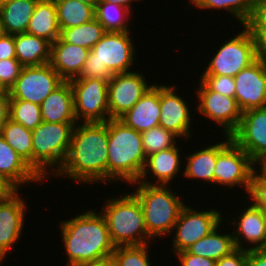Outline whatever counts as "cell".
I'll return each mask as SVG.
<instances>
[{"mask_svg":"<svg viewBox=\"0 0 266 266\" xmlns=\"http://www.w3.org/2000/svg\"><path fill=\"white\" fill-rule=\"evenodd\" d=\"M54 176L67 177L84 186L108 183L107 121L75 125L67 158Z\"/></svg>","mask_w":266,"mask_h":266,"instance_id":"1","label":"cell"},{"mask_svg":"<svg viewBox=\"0 0 266 266\" xmlns=\"http://www.w3.org/2000/svg\"><path fill=\"white\" fill-rule=\"evenodd\" d=\"M67 266H79L112 257V243L105 217L89 209L59 224Z\"/></svg>","mask_w":266,"mask_h":266,"instance_id":"2","label":"cell"},{"mask_svg":"<svg viewBox=\"0 0 266 266\" xmlns=\"http://www.w3.org/2000/svg\"><path fill=\"white\" fill-rule=\"evenodd\" d=\"M108 182H137L146 163L141 132L126 126L119 119L107 120Z\"/></svg>","mask_w":266,"mask_h":266,"instance_id":"3","label":"cell"},{"mask_svg":"<svg viewBox=\"0 0 266 266\" xmlns=\"http://www.w3.org/2000/svg\"><path fill=\"white\" fill-rule=\"evenodd\" d=\"M130 31H107L89 51L78 78L109 81L114 74L132 72L137 54ZM136 55V56H135Z\"/></svg>","mask_w":266,"mask_h":266,"instance_id":"4","label":"cell"},{"mask_svg":"<svg viewBox=\"0 0 266 266\" xmlns=\"http://www.w3.org/2000/svg\"><path fill=\"white\" fill-rule=\"evenodd\" d=\"M105 199L99 212L105 217L115 247L144 245L153 241L146 231L142 206L132 192Z\"/></svg>","mask_w":266,"mask_h":266,"instance_id":"5","label":"cell"},{"mask_svg":"<svg viewBox=\"0 0 266 266\" xmlns=\"http://www.w3.org/2000/svg\"><path fill=\"white\" fill-rule=\"evenodd\" d=\"M131 185H136L132 193L142 206L148 235L153 240L171 235L180 211L186 205L185 201L169 185H148L140 182Z\"/></svg>","mask_w":266,"mask_h":266,"instance_id":"6","label":"cell"},{"mask_svg":"<svg viewBox=\"0 0 266 266\" xmlns=\"http://www.w3.org/2000/svg\"><path fill=\"white\" fill-rule=\"evenodd\" d=\"M77 123L42 122L32 130L33 170L43 179L63 166Z\"/></svg>","mask_w":266,"mask_h":266,"instance_id":"7","label":"cell"},{"mask_svg":"<svg viewBox=\"0 0 266 266\" xmlns=\"http://www.w3.org/2000/svg\"><path fill=\"white\" fill-rule=\"evenodd\" d=\"M223 142L217 141V161L213 171V185L228 189L244 187L250 196L255 176V164L251 157L239 147L230 135H224Z\"/></svg>","mask_w":266,"mask_h":266,"instance_id":"8","label":"cell"},{"mask_svg":"<svg viewBox=\"0 0 266 266\" xmlns=\"http://www.w3.org/2000/svg\"><path fill=\"white\" fill-rule=\"evenodd\" d=\"M233 37L224 40L216 54L206 64L200 75H224L234 77L239 71L257 60L255 39L244 25Z\"/></svg>","mask_w":266,"mask_h":266,"instance_id":"9","label":"cell"},{"mask_svg":"<svg viewBox=\"0 0 266 266\" xmlns=\"http://www.w3.org/2000/svg\"><path fill=\"white\" fill-rule=\"evenodd\" d=\"M223 214L216 208L201 210L185 205L178 216L177 222L172 231V252L173 254L189 248L196 241L210 234L218 227L223 219Z\"/></svg>","mask_w":266,"mask_h":266,"instance_id":"10","label":"cell"},{"mask_svg":"<svg viewBox=\"0 0 266 266\" xmlns=\"http://www.w3.org/2000/svg\"><path fill=\"white\" fill-rule=\"evenodd\" d=\"M74 100L77 123L109 120L108 81L101 79H72L69 81Z\"/></svg>","mask_w":266,"mask_h":266,"instance_id":"11","label":"cell"},{"mask_svg":"<svg viewBox=\"0 0 266 266\" xmlns=\"http://www.w3.org/2000/svg\"><path fill=\"white\" fill-rule=\"evenodd\" d=\"M64 80L50 63L22 67L15 84L9 89L10 99H19L38 105L59 87Z\"/></svg>","mask_w":266,"mask_h":266,"instance_id":"12","label":"cell"},{"mask_svg":"<svg viewBox=\"0 0 266 266\" xmlns=\"http://www.w3.org/2000/svg\"><path fill=\"white\" fill-rule=\"evenodd\" d=\"M138 70L114 74L108 81L109 119H119L155 84L148 83ZM151 84V85H150Z\"/></svg>","mask_w":266,"mask_h":266,"instance_id":"13","label":"cell"},{"mask_svg":"<svg viewBox=\"0 0 266 266\" xmlns=\"http://www.w3.org/2000/svg\"><path fill=\"white\" fill-rule=\"evenodd\" d=\"M195 90L197 93V109L199 115L205 116L216 125L222 127L224 135H231L239 126L242 111L239 108L235 97H227L220 93L210 91L200 80ZM197 91V92H196Z\"/></svg>","mask_w":266,"mask_h":266,"instance_id":"14","label":"cell"},{"mask_svg":"<svg viewBox=\"0 0 266 266\" xmlns=\"http://www.w3.org/2000/svg\"><path fill=\"white\" fill-rule=\"evenodd\" d=\"M176 85L160 83V121L159 125L173 132L182 140L188 141L192 137L190 128L194 124L192 110L183 96L175 91ZM190 109V110H189ZM191 126V127H190Z\"/></svg>","mask_w":266,"mask_h":266,"instance_id":"15","label":"cell"},{"mask_svg":"<svg viewBox=\"0 0 266 266\" xmlns=\"http://www.w3.org/2000/svg\"><path fill=\"white\" fill-rule=\"evenodd\" d=\"M235 99L242 112L266 105V65L256 60L234 76Z\"/></svg>","mask_w":266,"mask_h":266,"instance_id":"16","label":"cell"},{"mask_svg":"<svg viewBox=\"0 0 266 266\" xmlns=\"http://www.w3.org/2000/svg\"><path fill=\"white\" fill-rule=\"evenodd\" d=\"M230 136L255 162L266 153V110L242 112L240 124Z\"/></svg>","mask_w":266,"mask_h":266,"instance_id":"17","label":"cell"},{"mask_svg":"<svg viewBox=\"0 0 266 266\" xmlns=\"http://www.w3.org/2000/svg\"><path fill=\"white\" fill-rule=\"evenodd\" d=\"M248 198V208L243 207L242 212L236 217L237 220H232V225L235 228L232 231L234 244L238 249H264L266 248V224L264 217L260 207L250 197Z\"/></svg>","mask_w":266,"mask_h":266,"instance_id":"18","label":"cell"},{"mask_svg":"<svg viewBox=\"0 0 266 266\" xmlns=\"http://www.w3.org/2000/svg\"><path fill=\"white\" fill-rule=\"evenodd\" d=\"M19 191L0 202V254L4 258L8 257L10 249L24 234L22 231L28 206Z\"/></svg>","mask_w":266,"mask_h":266,"instance_id":"19","label":"cell"},{"mask_svg":"<svg viewBox=\"0 0 266 266\" xmlns=\"http://www.w3.org/2000/svg\"><path fill=\"white\" fill-rule=\"evenodd\" d=\"M178 144L179 143H177V145L174 147L149 155L146 159L142 174L137 182L148 185H173L172 181L175 179V177L177 178V176H181L179 173L181 170H184L182 168L184 166L182 165L183 158L180 155L182 148H179ZM148 175L152 179L148 177ZM153 178L156 180H153ZM148 179H151L153 182L149 181Z\"/></svg>","mask_w":266,"mask_h":266,"instance_id":"20","label":"cell"},{"mask_svg":"<svg viewBox=\"0 0 266 266\" xmlns=\"http://www.w3.org/2000/svg\"><path fill=\"white\" fill-rule=\"evenodd\" d=\"M119 120L138 132L159 126L160 84L155 83Z\"/></svg>","mask_w":266,"mask_h":266,"instance_id":"21","label":"cell"},{"mask_svg":"<svg viewBox=\"0 0 266 266\" xmlns=\"http://www.w3.org/2000/svg\"><path fill=\"white\" fill-rule=\"evenodd\" d=\"M89 49L66 43L59 37L51 43L50 65L64 81L78 78L87 59Z\"/></svg>","mask_w":266,"mask_h":266,"instance_id":"22","label":"cell"},{"mask_svg":"<svg viewBox=\"0 0 266 266\" xmlns=\"http://www.w3.org/2000/svg\"><path fill=\"white\" fill-rule=\"evenodd\" d=\"M0 174L7 178L18 190L21 186L44 180L24 161L0 135Z\"/></svg>","mask_w":266,"mask_h":266,"instance_id":"23","label":"cell"},{"mask_svg":"<svg viewBox=\"0 0 266 266\" xmlns=\"http://www.w3.org/2000/svg\"><path fill=\"white\" fill-rule=\"evenodd\" d=\"M41 114L48 123H77L74 114L73 92L69 81H64L41 103Z\"/></svg>","mask_w":266,"mask_h":266,"instance_id":"24","label":"cell"},{"mask_svg":"<svg viewBox=\"0 0 266 266\" xmlns=\"http://www.w3.org/2000/svg\"><path fill=\"white\" fill-rule=\"evenodd\" d=\"M16 59L25 66L50 63L51 42L28 33L14 34Z\"/></svg>","mask_w":266,"mask_h":266,"instance_id":"25","label":"cell"},{"mask_svg":"<svg viewBox=\"0 0 266 266\" xmlns=\"http://www.w3.org/2000/svg\"><path fill=\"white\" fill-rule=\"evenodd\" d=\"M26 33L54 43L61 34L55 2H37Z\"/></svg>","mask_w":266,"mask_h":266,"instance_id":"26","label":"cell"},{"mask_svg":"<svg viewBox=\"0 0 266 266\" xmlns=\"http://www.w3.org/2000/svg\"><path fill=\"white\" fill-rule=\"evenodd\" d=\"M204 147H199L198 151L196 149L184 157L187 162L184 163L183 176L191 180L207 181L204 184H213V171L217 161V142Z\"/></svg>","mask_w":266,"mask_h":266,"instance_id":"27","label":"cell"},{"mask_svg":"<svg viewBox=\"0 0 266 266\" xmlns=\"http://www.w3.org/2000/svg\"><path fill=\"white\" fill-rule=\"evenodd\" d=\"M36 0H11L0 5V17L6 34L26 33Z\"/></svg>","mask_w":266,"mask_h":266,"instance_id":"28","label":"cell"},{"mask_svg":"<svg viewBox=\"0 0 266 266\" xmlns=\"http://www.w3.org/2000/svg\"><path fill=\"white\" fill-rule=\"evenodd\" d=\"M216 227L210 234L204 236L200 240L196 241L193 245L186 249L188 253L206 257L212 260H219L224 256L229 255L236 249L233 234L224 233L221 234V225Z\"/></svg>","mask_w":266,"mask_h":266,"instance_id":"29","label":"cell"},{"mask_svg":"<svg viewBox=\"0 0 266 266\" xmlns=\"http://www.w3.org/2000/svg\"><path fill=\"white\" fill-rule=\"evenodd\" d=\"M58 24L60 30L76 27L95 18L92 5L77 0H56Z\"/></svg>","mask_w":266,"mask_h":266,"instance_id":"30","label":"cell"},{"mask_svg":"<svg viewBox=\"0 0 266 266\" xmlns=\"http://www.w3.org/2000/svg\"><path fill=\"white\" fill-rule=\"evenodd\" d=\"M1 136L33 168L32 130L9 118L2 128Z\"/></svg>","mask_w":266,"mask_h":266,"instance_id":"31","label":"cell"},{"mask_svg":"<svg viewBox=\"0 0 266 266\" xmlns=\"http://www.w3.org/2000/svg\"><path fill=\"white\" fill-rule=\"evenodd\" d=\"M131 14L127 8L113 2H98L95 7V18L106 31H130Z\"/></svg>","mask_w":266,"mask_h":266,"instance_id":"32","label":"cell"},{"mask_svg":"<svg viewBox=\"0 0 266 266\" xmlns=\"http://www.w3.org/2000/svg\"><path fill=\"white\" fill-rule=\"evenodd\" d=\"M188 4L193 5L198 10H225L231 14L238 24L244 26L250 19L255 0H188Z\"/></svg>","mask_w":266,"mask_h":266,"instance_id":"33","label":"cell"},{"mask_svg":"<svg viewBox=\"0 0 266 266\" xmlns=\"http://www.w3.org/2000/svg\"><path fill=\"white\" fill-rule=\"evenodd\" d=\"M107 31L96 19L82 25L63 29L60 37L69 44L78 45L91 50Z\"/></svg>","mask_w":266,"mask_h":266,"instance_id":"34","label":"cell"},{"mask_svg":"<svg viewBox=\"0 0 266 266\" xmlns=\"http://www.w3.org/2000/svg\"><path fill=\"white\" fill-rule=\"evenodd\" d=\"M9 118L30 130L43 122L40 105L19 99H10Z\"/></svg>","mask_w":266,"mask_h":266,"instance_id":"35","label":"cell"},{"mask_svg":"<svg viewBox=\"0 0 266 266\" xmlns=\"http://www.w3.org/2000/svg\"><path fill=\"white\" fill-rule=\"evenodd\" d=\"M180 138L173 132L159 126L141 132L146 157L162 150L176 146Z\"/></svg>","mask_w":266,"mask_h":266,"instance_id":"36","label":"cell"},{"mask_svg":"<svg viewBox=\"0 0 266 266\" xmlns=\"http://www.w3.org/2000/svg\"><path fill=\"white\" fill-rule=\"evenodd\" d=\"M151 243L144 245L116 246L112 258L116 266H152L149 248Z\"/></svg>","mask_w":266,"mask_h":266,"instance_id":"37","label":"cell"},{"mask_svg":"<svg viewBox=\"0 0 266 266\" xmlns=\"http://www.w3.org/2000/svg\"><path fill=\"white\" fill-rule=\"evenodd\" d=\"M200 81L210 90L227 97L235 95L234 77L224 75H201Z\"/></svg>","mask_w":266,"mask_h":266,"instance_id":"38","label":"cell"},{"mask_svg":"<svg viewBox=\"0 0 266 266\" xmlns=\"http://www.w3.org/2000/svg\"><path fill=\"white\" fill-rule=\"evenodd\" d=\"M22 67L17 59H0V81L8 90L15 84Z\"/></svg>","mask_w":266,"mask_h":266,"instance_id":"39","label":"cell"},{"mask_svg":"<svg viewBox=\"0 0 266 266\" xmlns=\"http://www.w3.org/2000/svg\"><path fill=\"white\" fill-rule=\"evenodd\" d=\"M180 266H215L216 261L188 253L186 250L176 253Z\"/></svg>","mask_w":266,"mask_h":266,"instance_id":"40","label":"cell"},{"mask_svg":"<svg viewBox=\"0 0 266 266\" xmlns=\"http://www.w3.org/2000/svg\"><path fill=\"white\" fill-rule=\"evenodd\" d=\"M248 250L236 248L229 255L216 261L215 266H246Z\"/></svg>","mask_w":266,"mask_h":266,"instance_id":"41","label":"cell"},{"mask_svg":"<svg viewBox=\"0 0 266 266\" xmlns=\"http://www.w3.org/2000/svg\"><path fill=\"white\" fill-rule=\"evenodd\" d=\"M245 25H266V0H255L252 15Z\"/></svg>","mask_w":266,"mask_h":266,"instance_id":"42","label":"cell"},{"mask_svg":"<svg viewBox=\"0 0 266 266\" xmlns=\"http://www.w3.org/2000/svg\"><path fill=\"white\" fill-rule=\"evenodd\" d=\"M0 59H16L14 35L0 38Z\"/></svg>","mask_w":266,"mask_h":266,"instance_id":"43","label":"cell"},{"mask_svg":"<svg viewBox=\"0 0 266 266\" xmlns=\"http://www.w3.org/2000/svg\"><path fill=\"white\" fill-rule=\"evenodd\" d=\"M259 207H266V182H253L249 196Z\"/></svg>","mask_w":266,"mask_h":266,"instance_id":"44","label":"cell"},{"mask_svg":"<svg viewBox=\"0 0 266 266\" xmlns=\"http://www.w3.org/2000/svg\"><path fill=\"white\" fill-rule=\"evenodd\" d=\"M246 266H266V248L248 250Z\"/></svg>","mask_w":266,"mask_h":266,"instance_id":"45","label":"cell"},{"mask_svg":"<svg viewBox=\"0 0 266 266\" xmlns=\"http://www.w3.org/2000/svg\"><path fill=\"white\" fill-rule=\"evenodd\" d=\"M10 95L9 92L0 93V135L2 128L9 119Z\"/></svg>","mask_w":266,"mask_h":266,"instance_id":"46","label":"cell"},{"mask_svg":"<svg viewBox=\"0 0 266 266\" xmlns=\"http://www.w3.org/2000/svg\"><path fill=\"white\" fill-rule=\"evenodd\" d=\"M18 189L2 174H0V199L11 197Z\"/></svg>","mask_w":266,"mask_h":266,"instance_id":"47","label":"cell"},{"mask_svg":"<svg viewBox=\"0 0 266 266\" xmlns=\"http://www.w3.org/2000/svg\"><path fill=\"white\" fill-rule=\"evenodd\" d=\"M254 164H255V176L253 182H266V153L262 155L260 158H258L254 162Z\"/></svg>","mask_w":266,"mask_h":266,"instance_id":"48","label":"cell"},{"mask_svg":"<svg viewBox=\"0 0 266 266\" xmlns=\"http://www.w3.org/2000/svg\"><path fill=\"white\" fill-rule=\"evenodd\" d=\"M255 40H266V25H245Z\"/></svg>","mask_w":266,"mask_h":266,"instance_id":"49","label":"cell"},{"mask_svg":"<svg viewBox=\"0 0 266 266\" xmlns=\"http://www.w3.org/2000/svg\"><path fill=\"white\" fill-rule=\"evenodd\" d=\"M256 57L266 65V40H255Z\"/></svg>","mask_w":266,"mask_h":266,"instance_id":"50","label":"cell"},{"mask_svg":"<svg viewBox=\"0 0 266 266\" xmlns=\"http://www.w3.org/2000/svg\"><path fill=\"white\" fill-rule=\"evenodd\" d=\"M79 266H116L112 257L100 261L85 263Z\"/></svg>","mask_w":266,"mask_h":266,"instance_id":"51","label":"cell"},{"mask_svg":"<svg viewBox=\"0 0 266 266\" xmlns=\"http://www.w3.org/2000/svg\"><path fill=\"white\" fill-rule=\"evenodd\" d=\"M138 2L139 0H99L98 2H108V3H117L119 4L120 6H123L125 8H127L131 13L133 12L131 9L132 7V4H134L133 2ZM132 3V4H131Z\"/></svg>","mask_w":266,"mask_h":266,"instance_id":"52","label":"cell"},{"mask_svg":"<svg viewBox=\"0 0 266 266\" xmlns=\"http://www.w3.org/2000/svg\"><path fill=\"white\" fill-rule=\"evenodd\" d=\"M77 1H80L81 3L84 4L92 5L95 8L99 0H77Z\"/></svg>","mask_w":266,"mask_h":266,"instance_id":"53","label":"cell"},{"mask_svg":"<svg viewBox=\"0 0 266 266\" xmlns=\"http://www.w3.org/2000/svg\"><path fill=\"white\" fill-rule=\"evenodd\" d=\"M5 35H6V31H5L4 25L2 24V20L0 17V38L4 37Z\"/></svg>","mask_w":266,"mask_h":266,"instance_id":"54","label":"cell"},{"mask_svg":"<svg viewBox=\"0 0 266 266\" xmlns=\"http://www.w3.org/2000/svg\"><path fill=\"white\" fill-rule=\"evenodd\" d=\"M9 92V90L0 81V93Z\"/></svg>","mask_w":266,"mask_h":266,"instance_id":"55","label":"cell"},{"mask_svg":"<svg viewBox=\"0 0 266 266\" xmlns=\"http://www.w3.org/2000/svg\"><path fill=\"white\" fill-rule=\"evenodd\" d=\"M261 211H262V214H263V217H264V222L266 224V207H260Z\"/></svg>","mask_w":266,"mask_h":266,"instance_id":"56","label":"cell"},{"mask_svg":"<svg viewBox=\"0 0 266 266\" xmlns=\"http://www.w3.org/2000/svg\"><path fill=\"white\" fill-rule=\"evenodd\" d=\"M37 2H43V1H45V2H55L56 0H36Z\"/></svg>","mask_w":266,"mask_h":266,"instance_id":"57","label":"cell"},{"mask_svg":"<svg viewBox=\"0 0 266 266\" xmlns=\"http://www.w3.org/2000/svg\"><path fill=\"white\" fill-rule=\"evenodd\" d=\"M4 260H7V259H5V258L0 254V263H3ZM0 265H2V264H0Z\"/></svg>","mask_w":266,"mask_h":266,"instance_id":"58","label":"cell"},{"mask_svg":"<svg viewBox=\"0 0 266 266\" xmlns=\"http://www.w3.org/2000/svg\"><path fill=\"white\" fill-rule=\"evenodd\" d=\"M8 1H11V0H0V5H2L5 2H8Z\"/></svg>","mask_w":266,"mask_h":266,"instance_id":"59","label":"cell"}]
</instances>
